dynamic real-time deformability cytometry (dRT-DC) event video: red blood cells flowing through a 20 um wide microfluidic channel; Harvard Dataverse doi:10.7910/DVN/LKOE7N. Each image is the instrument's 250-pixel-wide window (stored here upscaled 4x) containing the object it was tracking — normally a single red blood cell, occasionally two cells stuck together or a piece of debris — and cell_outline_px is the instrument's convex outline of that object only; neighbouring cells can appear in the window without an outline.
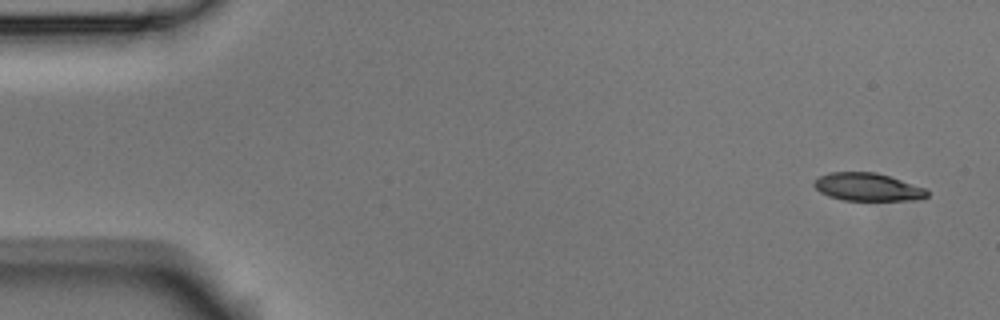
{"species": "Egyptian fruit bat (a non-hibernating species)", "species_latin": "Rousettus aegyptiacus", "temperature_condition": "room temperature", "stored_images_in_passage": 9, "camera_frame_rate_fps": 3000, "um_per_image_px": 0.085, "animal": {"sex": "male"}, "frame": {"image": 1, "passage_image": 1, "time_ms": 0.0, "image_size_px": [1000, 320], "cell_outline_px": [[928, 196], [920, 200], [844, 200], [828, 196], [820, 192], [812, 184], [820, 176], [828, 172], [876, 172], [924, 188], [928, 192]], "centroid_in_image_um": [73.73, 15.9], "position_along_channel_um": 11.3, "area_um2": 18.21}}
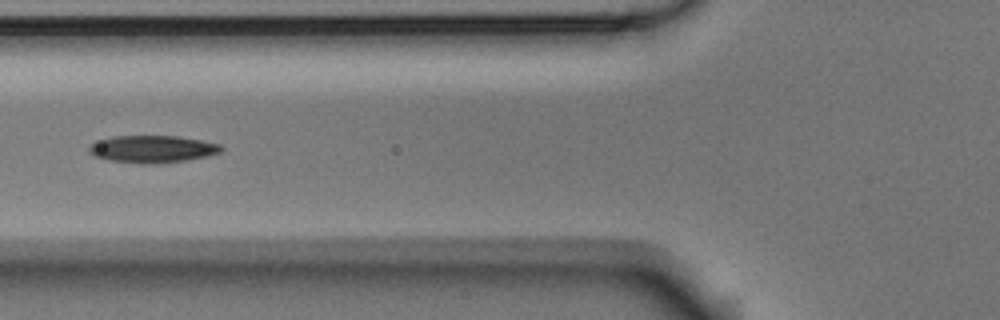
{"frame": {"image": 2, "passage_image": 6, "time_ms": 1.667, "image_size_px": [1000, 320], "cell_outline_px": [[224, 148], [220, 152], [208, 156], [188, 160], [148, 164], [140, 164], [108, 160], [96, 156], [88, 152], [88, 148], [92, 144], [100, 140], [112, 136], [180, 136], [220, 144]], "centroid_in_image_um": [12.97, 12.67], "position_along_channel_um": 112.8, "area_um2": 20.98}}
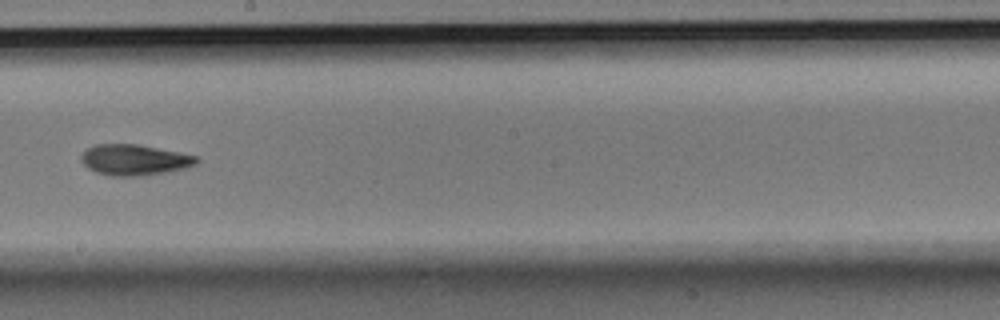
{"frame": {"image": 3, "passage_image": 9, "time_ms": 2.667, "image_size_px": [1000, 320], "cell_outline_px": [[200, 160], [196, 164], [184, 168], [164, 172], [140, 176], [112, 176], [96, 172], [88, 168], [80, 160], [80, 156], [88, 148], [96, 144], [140, 144], [200, 156]], "centroid_in_image_um": [11.45, 13.58], "position_along_channel_um": 236.8, "area_um2": 20.81}}